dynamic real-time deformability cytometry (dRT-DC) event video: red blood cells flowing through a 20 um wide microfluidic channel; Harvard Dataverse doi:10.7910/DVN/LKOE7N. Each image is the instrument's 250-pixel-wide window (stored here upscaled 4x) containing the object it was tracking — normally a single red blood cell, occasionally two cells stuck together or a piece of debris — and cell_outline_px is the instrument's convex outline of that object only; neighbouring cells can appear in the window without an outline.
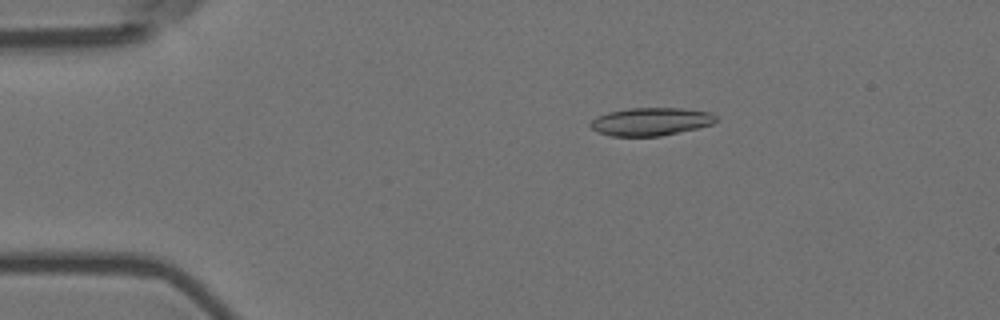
{"species": "Egyptian fruit bat (a non-hibernating species)", "species_latin": "Rousettus aegyptiacus", "temperature_condition": "room temperature", "stored_images_in_passage": 5, "camera_frame_rate_fps": 3000, "um_per_image_px": 0.085, "animal": {"sex": "female"}, "frame": {"image": 1, "passage_image": 2, "time_ms": 0.333, "image_size_px": [1000, 320], "cell_outline_px": [[716, 120], [712, 124], [696, 128], [660, 136], [608, 136], [592, 128], [588, 124], [596, 116], [608, 112], [628, 108], [680, 108], [708, 112], [716, 116]], "centroid_in_image_um": [55.27, 10.33], "position_along_channel_um": 29.7, "area_um2": 20.29}}
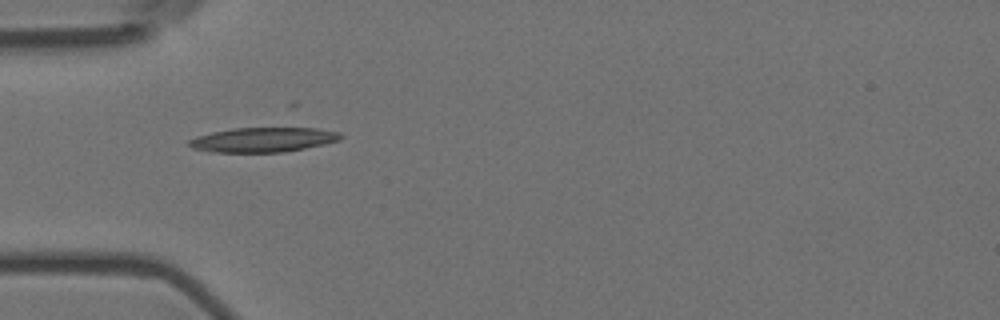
{"frame": {"image": 2, "passage_image": 4, "time_ms": 1.0, "image_size_px": [1000, 320], "cell_outline_px": [[344, 136], [340, 140], [324, 144], [284, 152], [212, 152], [192, 148], [188, 144], [188, 140], [196, 136], [212, 132], [232, 128], [316, 128], [340, 132]], "centroid_in_image_um": [22.37, 11.87], "position_along_channel_um": 62.6, "area_um2": 21.79}}
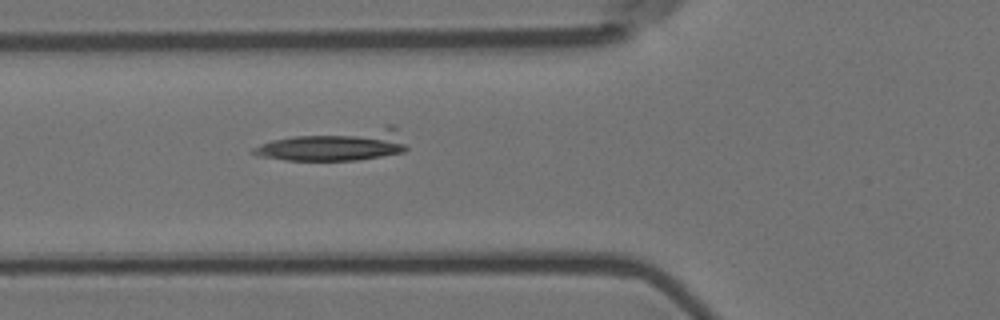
{"frame": {"image": 3, "passage_image": 5, "time_ms": 1.333, "image_size_px": [1000, 320], "cell_outline_px": [[408, 148], [404, 152], [356, 160], [284, 160], [256, 156], [248, 152], [252, 148], [260, 144], [272, 140], [292, 136], [388, 124], [396, 124]], "centroid_in_image_um": [28.55, 12.31], "position_along_channel_um": 97.2, "area_um2": 28.38}}